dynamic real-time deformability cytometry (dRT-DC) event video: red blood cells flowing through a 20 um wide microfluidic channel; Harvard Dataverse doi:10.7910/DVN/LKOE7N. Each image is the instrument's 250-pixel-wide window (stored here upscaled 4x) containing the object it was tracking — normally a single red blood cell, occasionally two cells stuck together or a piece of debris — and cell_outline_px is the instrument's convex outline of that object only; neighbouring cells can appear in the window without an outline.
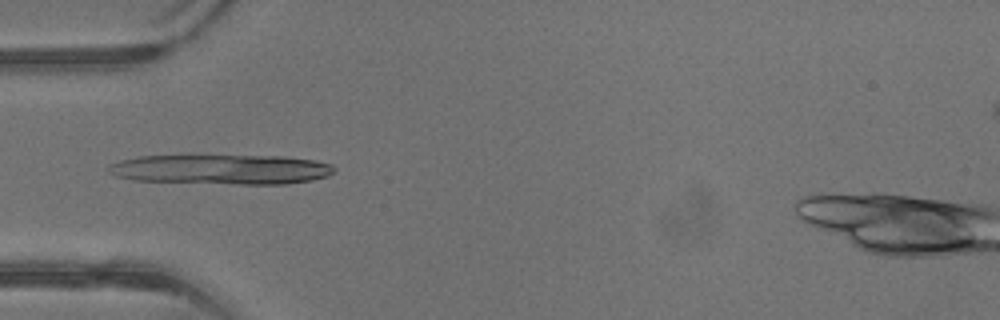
{"species": "common noctule bat (a hibernating species)", "species_latin": "Nyctalus noctula", "temperature_condition": "warm", "stored_images_in_passage": 15, "camera_frame_rate_fps": 3000, "um_per_image_px": 0.085, "animal": {"sex": "male", "body_mass_g": 13.3}, "frame": {"image": 1, "passage_image": 13, "time_ms": 4.0, "image_size_px": [1000, 320], "cell_outline_px": [[336, 172], [328, 176], [312, 180], [288, 184], [236, 184], [136, 180], [116, 176], [108, 172], [108, 164], [120, 160], [136, 156], [284, 156], [316, 160], [332, 164], [336, 168]], "centroid_in_image_um": [18.87, 14.4], "position_along_channel_um": 66.1, "area_um2": 39.42}}
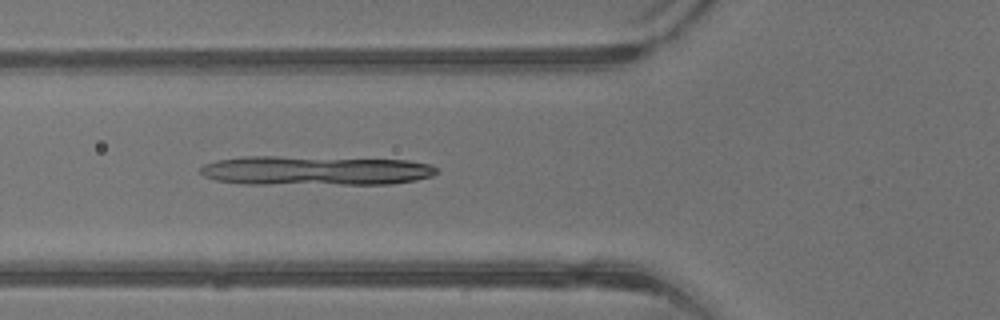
{"frame": {"image": 2, "passage_image": 15, "time_ms": 4.667, "image_size_px": [1000, 320], "cell_outline_px": [[440, 172], [432, 176], [416, 180], [392, 184], [244, 184], [216, 180], [204, 176], [200, 172], [200, 168], [204, 164], [216, 160], [244, 156], [276, 156], [408, 160], [432, 164]], "centroid_in_image_um": [26.82, 14.5], "position_along_channel_um": 99.0, "area_um2": 40.86}}